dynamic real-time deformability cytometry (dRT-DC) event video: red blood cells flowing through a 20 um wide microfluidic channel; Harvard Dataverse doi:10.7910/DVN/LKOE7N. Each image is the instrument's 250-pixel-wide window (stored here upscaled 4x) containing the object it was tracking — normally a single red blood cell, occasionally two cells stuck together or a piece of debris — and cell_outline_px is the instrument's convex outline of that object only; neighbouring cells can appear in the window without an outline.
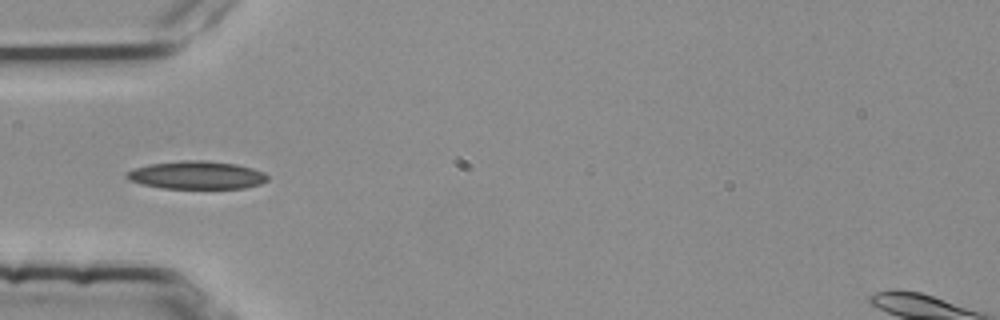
{"species": "common noctule bat (a hibernating species)", "species_latin": "Nyctalus noctula", "temperature_condition": "room temperature", "stored_images_in_passage": 3, "camera_frame_rate_fps": 3000, "um_per_image_px": 0.085, "animal": {"sex": "female", "body_mass_g": 25.1}, "frame": {"image": 1, "passage_image": 3, "time_ms": 0.667, "image_size_px": [1000, 320], "cell_outline_px": [[268, 180], [260, 184], [244, 188], [160, 188], [128, 180], [124, 176], [132, 168], [148, 164], [184, 160], [204, 160], [236, 164], [252, 168], [264, 172], [268, 176]], "centroid_in_image_um": [16.7, 14.88], "position_along_channel_um": 68.3, "area_um2": 23.0}}